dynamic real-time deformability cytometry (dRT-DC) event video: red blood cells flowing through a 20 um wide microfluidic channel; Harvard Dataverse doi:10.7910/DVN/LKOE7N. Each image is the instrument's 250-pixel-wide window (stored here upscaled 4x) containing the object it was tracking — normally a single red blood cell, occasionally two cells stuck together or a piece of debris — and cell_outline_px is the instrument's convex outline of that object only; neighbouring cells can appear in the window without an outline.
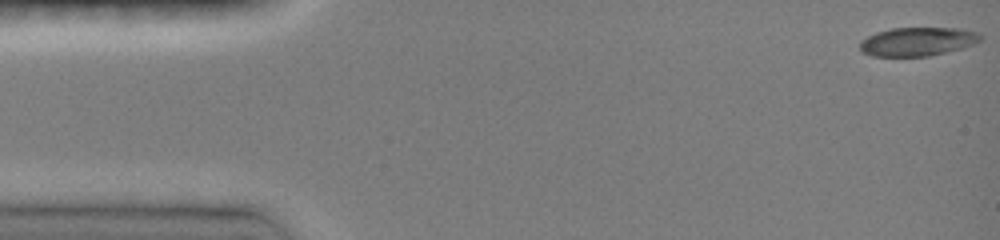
{"species": "common noctule bat (a hibernating species)", "species_latin": "Nyctalus noctula", "temperature_condition": "room temperature", "stored_images_in_passage": 27, "camera_frame_rate_fps": 3000, "um_per_image_px": 0.085, "animal": {"sex": "female", "body_mass_g": 19.0, "forearm_length_mm": 51.5}, "frame": {"image": 1, "passage_image": 1, "time_ms": 0.0, "image_size_px": [1000, 240], "cell_outline_px": [[984, 36], [980, 40], [972, 44], [960, 48], [928, 56], [872, 56], [864, 52], [860, 48], [860, 40], [876, 32], [892, 28], [964, 28], [980, 32]], "centroid_in_image_um": [78.01, 3.51], "position_along_channel_um": 7.0, "area_um2": 20.11}}
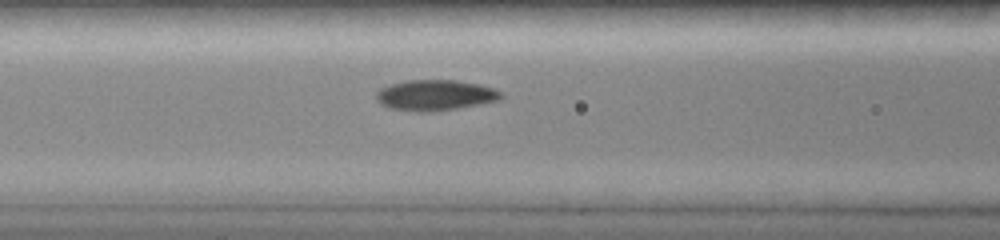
{"frame": {"image": 2, "passage_image": 13, "time_ms": 6.0, "image_size_px": [1000, 240], "cell_outline_px": [[504, 96], [500, 100], [480, 104], [456, 108], [428, 112], [416, 112], [392, 108], [380, 104], [376, 100], [376, 92], [380, 88], [392, 84], [408, 80], [456, 80], [476, 84], [492, 88], [504, 92]], "centroid_in_image_um": [37.0, 8.09], "position_along_channel_um": 129.6, "area_um2": 22.25}}
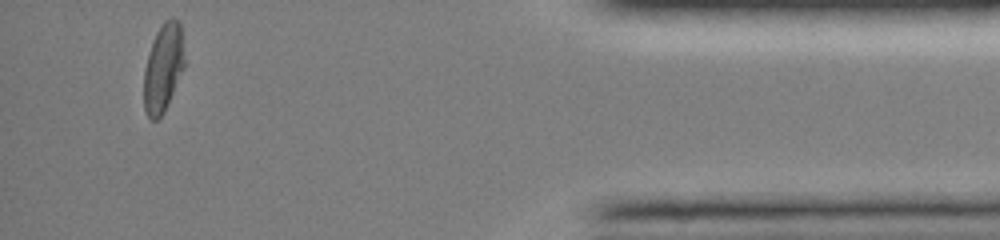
{"frame": {"image": 3, "passage_image": 27, "time_ms": 14.333, "image_size_px": [1000, 240], "cell_outline_px": [[184, 68], [164, 112], [156, 120], [152, 120], [148, 116], [144, 108], [144, 68], [156, 32], [164, 20], [172, 16], [180, 20], [184, 56]], "centroid_in_image_um": [13.88, 5.73], "position_along_channel_um": 421.3, "area_um2": 20.81}, "authors_computed_cell_mechanics": {"area_um2": 21.3282, "velocity_mm_per_s": 4.0505, "shape_relaxation_time_tau1_ms": 4.4954, "shape_relaxation_time_tau2_ms": null, "deformation_change_tau1": 0.1417, "deformation_change_tau2": null}}